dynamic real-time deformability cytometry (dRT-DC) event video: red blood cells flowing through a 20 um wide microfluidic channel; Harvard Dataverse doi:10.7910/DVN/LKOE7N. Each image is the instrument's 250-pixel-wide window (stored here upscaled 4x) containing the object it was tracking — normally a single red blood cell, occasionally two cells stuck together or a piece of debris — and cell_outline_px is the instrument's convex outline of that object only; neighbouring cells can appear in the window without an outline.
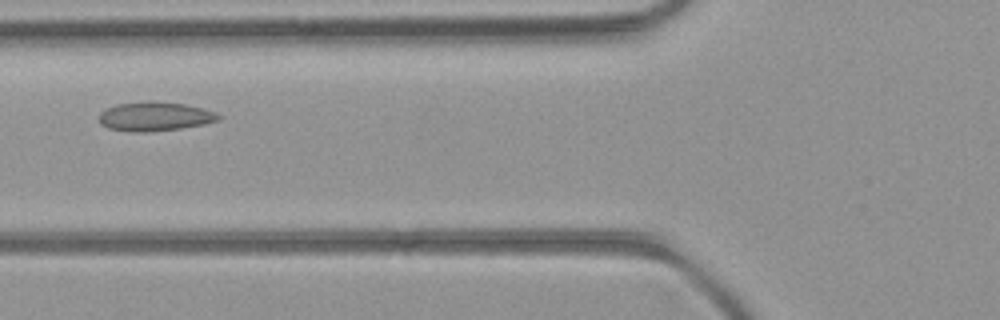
{"species": "common noctule bat (a hibernating species)", "species_latin": "Nyctalus noctula", "temperature_condition": "room temperature", "stored_images_in_passage": 44, "camera_frame_rate_fps": 3000, "um_per_image_px": 0.085, "animal": {"sex": "female", "body_mass_g": 21.9}, "frame": {"image": 1, "passage_image": 12, "time_ms": 3.667, "image_size_px": [1000, 320], "cell_outline_px": [[220, 120], [204, 124], [180, 128], [148, 132], [136, 132], [108, 128], [100, 124], [100, 112], [116, 104], [184, 104], [204, 108], [216, 112], [220, 116]], "centroid_in_image_um": [13.2, 9.95], "position_along_channel_um": 112.6, "area_um2": 19.31}}
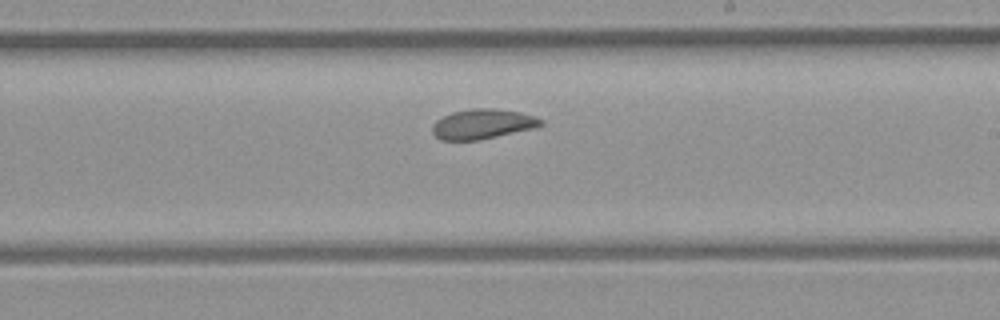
{"frame": {"image": 2, "passage_image": 22, "time_ms": 7.0, "image_size_px": [1000, 320], "cell_outline_px": [[544, 124], [536, 128], [476, 140], [440, 140], [432, 132], [432, 124], [436, 120], [452, 112], [472, 108], [492, 108], [520, 112], [544, 120]], "centroid_in_image_um": [41.01, 10.54], "position_along_channel_um": 248.0, "area_um2": 18.84}}
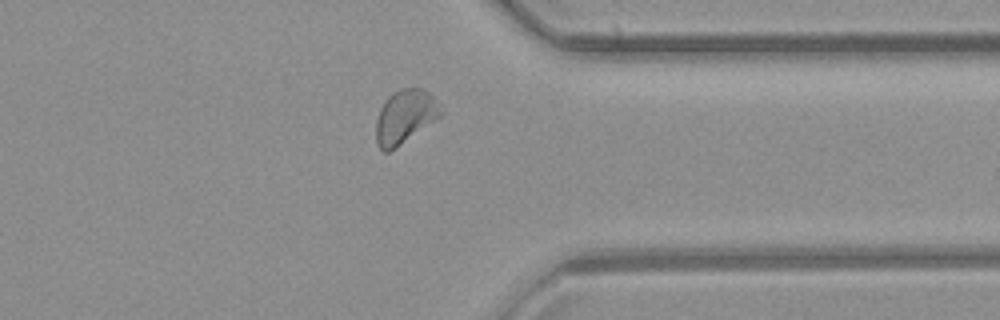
{"frame": {"image": 3, "passage_image": 32, "time_ms": 10.333, "image_size_px": [1000, 320], "cell_outline_px": [[444, 112], [440, 116], [388, 152], [384, 152], [376, 144], [376, 120], [380, 108], [384, 100], [392, 92], [400, 88], [424, 88], [440, 104]], "centroid_in_image_um": [34.4, 9.87], "position_along_channel_um": 377.0, "area_um2": 20.06}}